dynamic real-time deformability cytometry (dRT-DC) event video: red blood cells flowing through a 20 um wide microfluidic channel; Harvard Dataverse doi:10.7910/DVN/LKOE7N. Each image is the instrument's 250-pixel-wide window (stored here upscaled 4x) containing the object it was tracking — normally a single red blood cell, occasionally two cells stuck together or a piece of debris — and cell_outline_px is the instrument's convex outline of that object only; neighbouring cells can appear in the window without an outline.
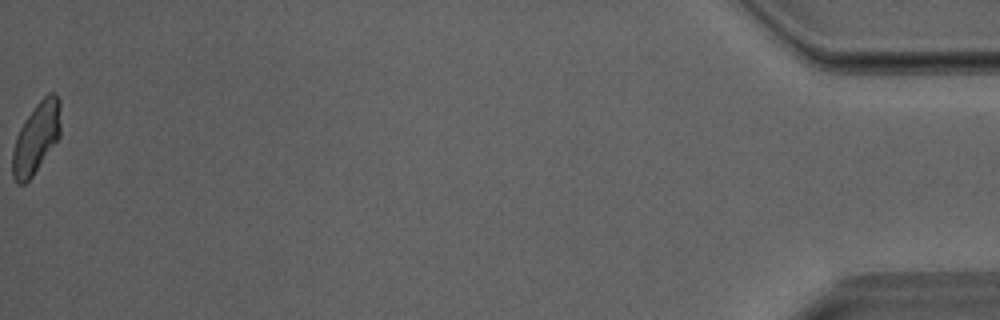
{"species": "Egyptian fruit bat (a non-hibernating species)", "species_latin": "Rousettus aegyptiacus", "temperature_condition": "room temperature", "stored_images_in_passage": 29, "camera_frame_rate_fps": 3000, "um_per_image_px": 0.085, "animal": {"sex": "male"}, "frame": {"image": 1, "passage_image": 29, "time_ms": 9.333, "image_size_px": [1000, 320], "cell_outline_px": [[60, 136], [32, 176], [24, 184], [16, 184], [12, 176], [12, 152], [16, 136], [24, 120], [36, 104], [48, 92], [52, 92], [60, 100]], "centroid_in_image_um": [3.06, 11.72], "position_along_channel_um": 432.1, "area_um2": 19.83}}